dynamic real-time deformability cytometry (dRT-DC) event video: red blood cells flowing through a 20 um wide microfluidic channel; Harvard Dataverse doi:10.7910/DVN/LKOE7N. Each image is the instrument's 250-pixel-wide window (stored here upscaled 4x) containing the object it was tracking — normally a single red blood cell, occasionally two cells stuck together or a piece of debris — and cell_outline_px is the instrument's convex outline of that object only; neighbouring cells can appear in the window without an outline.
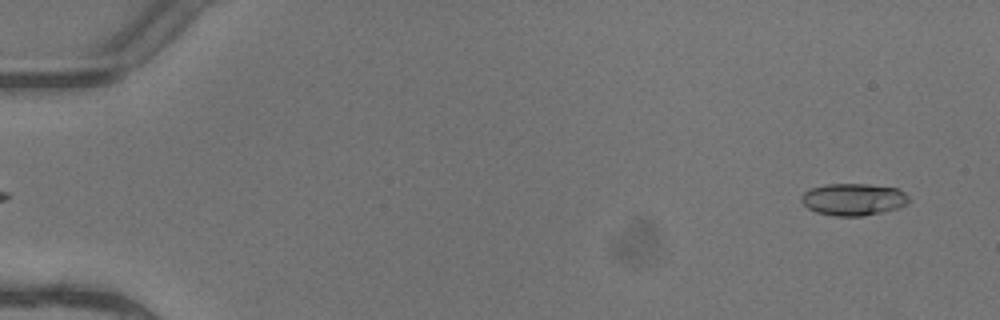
{"species": "common noctule bat (a hibernating species)", "species_latin": "Nyctalus noctula", "temperature_condition": "warm", "stored_images_in_passage": 6, "segment_of_instrument_passage": [2, 2], "camera_frame_rate_fps": 3000, "um_per_image_px": 0.085, "animal": {"sex": "female"}, "frame": {"image": 1, "passage_image": 6, "time_ms": 1.667, "image_size_px": [1000, 320], "cell_outline_px": [[908, 200], [900, 208], [884, 212], [864, 216], [836, 216], [816, 212], [808, 208], [800, 200], [800, 196], [804, 192], [812, 188], [824, 184], [868, 184], [896, 188], [904, 192], [908, 196]], "centroid_in_image_um": [72.52, 16.95], "position_along_channel_um": 12.5, "area_um2": 20.11}}